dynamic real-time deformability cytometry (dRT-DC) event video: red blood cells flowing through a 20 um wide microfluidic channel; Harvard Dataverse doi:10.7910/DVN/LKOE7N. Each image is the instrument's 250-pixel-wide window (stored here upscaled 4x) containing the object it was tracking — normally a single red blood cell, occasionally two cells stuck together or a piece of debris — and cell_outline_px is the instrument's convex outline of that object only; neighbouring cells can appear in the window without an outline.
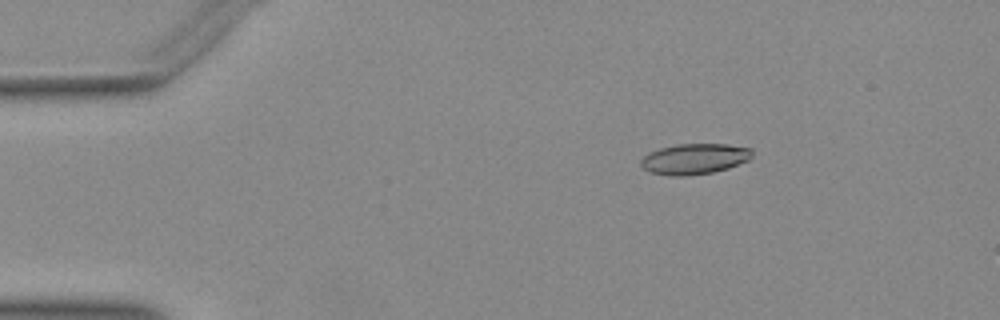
{"species": "Egyptian fruit bat (a non-hibernating species)", "species_latin": "Rousettus aegyptiacus", "temperature_condition": "warm", "stored_images_in_passage": 30, "camera_frame_rate_fps": 3000, "um_per_image_px": 0.085, "animal": {"sex": "female"}, "frame": {"image": 1, "passage_image": 1, "time_ms": 0.0, "image_size_px": [1000, 320], "cell_outline_px": [[752, 156], [748, 160], [728, 168], [712, 172], [684, 176], [676, 176], [652, 172], [644, 168], [640, 164], [640, 160], [644, 156], [660, 148], [676, 144], [728, 144], [752, 148]], "centroid_in_image_um": [59.06, 13.49], "position_along_channel_um": 25.9, "area_um2": 19.65}}
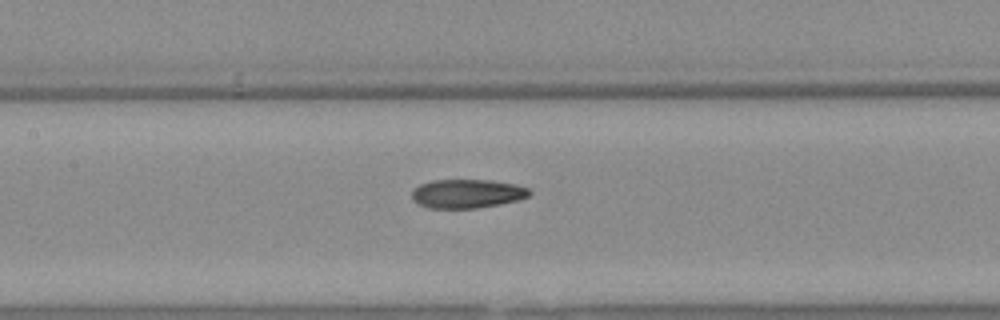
{"frame": {"image": 2, "passage_image": 17, "time_ms": 5.333, "image_size_px": [1000, 320], "cell_outline_px": [[532, 192], [528, 196], [516, 200], [500, 204], [476, 208], [428, 208], [412, 200], [412, 188], [420, 184], [432, 180], [492, 180], [516, 184], [528, 188]], "centroid_in_image_um": [39.68, 16.45], "position_along_channel_um": 167.7, "area_um2": 19.83}}
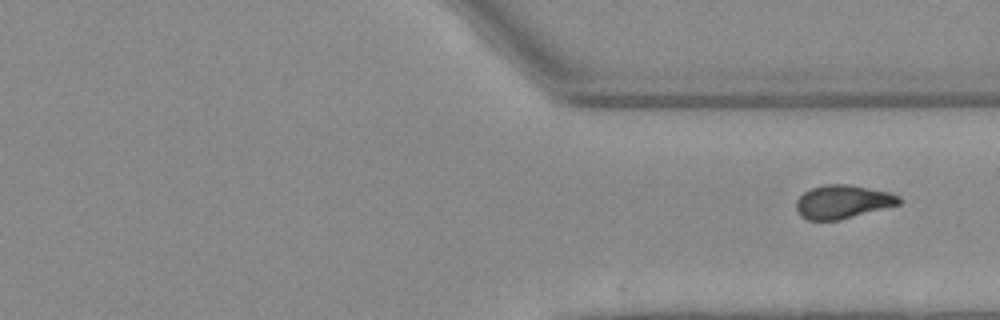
{"frame": {"image": 3, "passage_image": 30, "time_ms": 9.667, "image_size_px": [1000, 320], "cell_outline_px": [[900, 204], [840, 220], [808, 220], [800, 216], [796, 212], [796, 200], [804, 192], [812, 188], [824, 184], [848, 184], [888, 192], [900, 196]], "centroid_in_image_um": [71.59, 17.16], "position_along_channel_um": 339.8, "area_um2": 20.06}}